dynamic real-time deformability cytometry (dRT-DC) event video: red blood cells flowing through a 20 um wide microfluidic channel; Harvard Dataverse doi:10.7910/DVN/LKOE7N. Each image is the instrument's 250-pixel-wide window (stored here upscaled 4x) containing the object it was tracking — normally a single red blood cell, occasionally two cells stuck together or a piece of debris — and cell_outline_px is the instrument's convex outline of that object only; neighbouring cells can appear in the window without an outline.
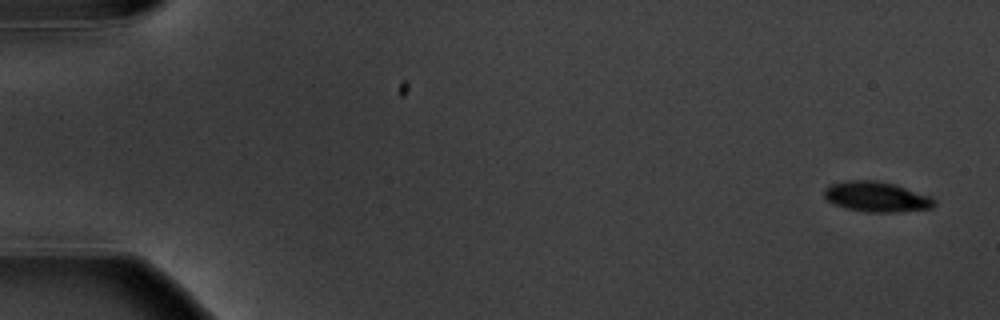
{"species": "common noctule bat (a hibernating species)", "species_latin": "Nyctalus noctula", "temperature_condition": "warm", "stored_images_in_passage": 15, "camera_frame_rate_fps": 3000, "um_per_image_px": 0.085, "animal": {"sex": "male", "body_mass_g": 20.1, "forearm_length_mm": 53.5}, "frame": {"image": 1, "passage_image": 1, "time_ms": 0.0, "image_size_px": [1000, 320], "cell_outline_px": [[936, 204], [932, 208], [896, 212], [864, 212], [832, 204], [824, 196], [824, 188], [832, 184], [848, 180], [876, 180], [896, 184], [932, 196], [936, 200]], "centroid_in_image_um": [74.54, 16.72], "position_along_channel_um": 10.5, "area_um2": 19.59}}
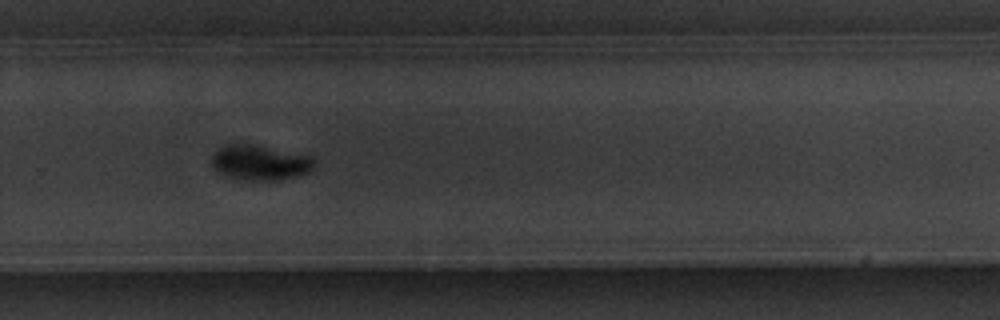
{"frame": {"image": 2, "passage_image": 11, "time_ms": 12.333, "image_size_px": [1000, 320], "cell_outline_px": [[316, 164], [308, 172], [296, 176], [276, 180], [252, 180], [228, 176], [220, 172], [212, 164], [212, 156], [224, 144], [248, 144], [312, 156], [316, 160]], "centroid_in_image_um": [22.14, 13.81], "position_along_channel_um": 307.7, "area_um2": 20.46}}
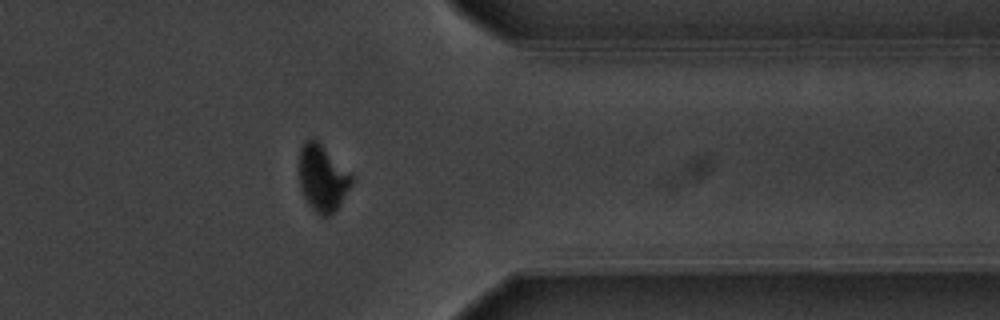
{"frame": {"image": 3, "passage_image": 13, "time_ms": 14.667, "image_size_px": [1000, 320], "cell_outline_px": [[352, 184], [336, 208], [328, 216], [320, 216], [308, 204], [300, 188], [300, 148], [304, 140], [316, 140], [352, 176]], "centroid_in_image_um": [27.38, 15.16], "position_along_channel_um": 384.0, "area_um2": 19.54}, "authors_computed_cell_mechanics": {"area_um2": 20.9236, "velocity_mm_per_s": 3.6044, "shape_relaxation_time_tau1_ms": 1.566, "shape_relaxation_time_tau2_ms": null, "deformation_change_tau1": 0.1135, "deformation_change_tau2": null}}